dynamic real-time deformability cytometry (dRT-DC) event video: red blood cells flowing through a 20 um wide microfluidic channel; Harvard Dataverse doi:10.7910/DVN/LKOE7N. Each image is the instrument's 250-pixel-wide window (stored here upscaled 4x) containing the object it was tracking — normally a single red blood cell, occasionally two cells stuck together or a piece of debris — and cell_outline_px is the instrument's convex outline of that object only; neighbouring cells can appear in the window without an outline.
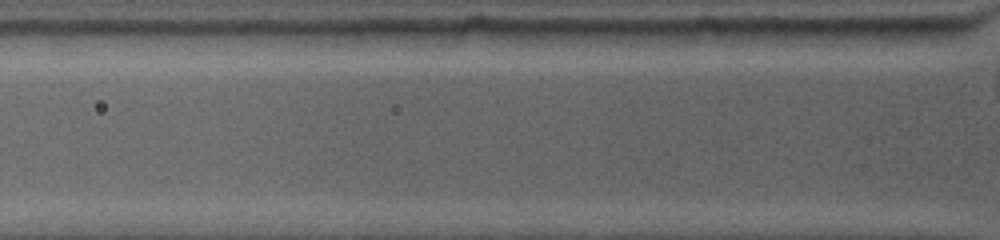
{"species": "common noctule bat (a hibernating species)", "species_latin": "Nyctalus noctula", "temperature_condition": "warm", "stored_images_in_passage": 2, "segment_of_instrument_passage": [2, 2], "camera_frame_rate_fps": 4500, "um_per_image_px": 0.085, "animal": {"sex": "female", "body_mass_g": 19.0, "forearm_length_mm": 53.3}, "frame": {"image": 1, "passage_image": 2, "time_ms": 0.667, "image_size_px": [1000, 240], "cell_outline_px": [[956, 32], [952, 36], [940, 44], [884, 48], [844, 48], [804, 44], [796, 28], [952, 28]], "centroid_in_image_um": [74.31, 3.15], "position_along_channel_um": 51.5, "area_um2": 19.88}}